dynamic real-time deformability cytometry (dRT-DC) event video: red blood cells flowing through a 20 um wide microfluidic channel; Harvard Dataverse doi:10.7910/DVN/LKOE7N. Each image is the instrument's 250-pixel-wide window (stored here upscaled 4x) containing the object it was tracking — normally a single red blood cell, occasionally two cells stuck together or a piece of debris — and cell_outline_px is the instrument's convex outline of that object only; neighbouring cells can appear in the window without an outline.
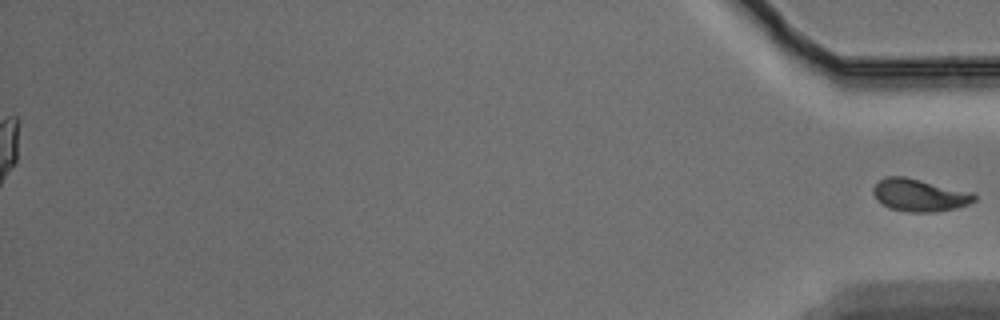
{"species": "Egyptian fruit bat (a non-hibernating species)", "species_latin": "Rousettus aegyptiacus", "temperature_condition": "warm", "stored_images_in_passage": 56, "segment_of_instrument_passage": [2, 2], "camera_frame_rate_fps": 3000, "um_per_image_px": 0.085, "animal": {"sex": "male"}, "frame": {"image": 1, "passage_image": 56, "time_ms": 18.333, "image_size_px": [1000, 320], "cell_outline_px": [[976, 200], [968, 204], [956, 208], [936, 212], [908, 212], [888, 208], [876, 200], [872, 192], [872, 188], [884, 176], [904, 176], [972, 192], [976, 196]], "centroid_in_image_um": [78.12, 16.59], "position_along_channel_um": 357.1, "area_um2": 19.25}}